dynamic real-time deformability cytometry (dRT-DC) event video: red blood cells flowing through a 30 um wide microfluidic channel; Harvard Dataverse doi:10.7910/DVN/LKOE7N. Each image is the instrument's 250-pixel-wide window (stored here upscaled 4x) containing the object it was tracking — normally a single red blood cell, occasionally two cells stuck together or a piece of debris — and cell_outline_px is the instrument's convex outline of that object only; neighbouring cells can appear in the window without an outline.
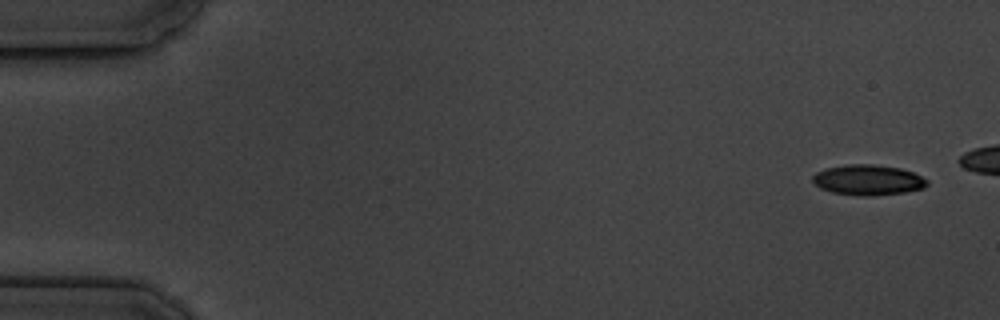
{"species": "common noctule bat (a hibernating species)", "species_latin": "Nyctalus noctula", "temperature_condition": "cold", "stored_images_in_passage": 6, "camera_frame_rate_fps": 3000, "um_per_image_px": 0.085, "animal": {"sex": "male", "body_mass_g": 19.5, "forearm_length_mm": 54.6}, "frame": {"image": 1, "passage_image": 1, "time_ms": 0.0, "image_size_px": [1000, 320], "cell_outline_px": [[928, 184], [924, 188], [904, 192], [872, 196], [860, 196], [832, 192], [820, 188], [812, 180], [812, 176], [816, 172], [828, 168], [844, 164], [872, 164], [900, 168], [912, 172], [928, 180]], "centroid_in_image_um": [73.78, 15.3], "position_along_channel_um": 11.2, "area_um2": 20.23}}